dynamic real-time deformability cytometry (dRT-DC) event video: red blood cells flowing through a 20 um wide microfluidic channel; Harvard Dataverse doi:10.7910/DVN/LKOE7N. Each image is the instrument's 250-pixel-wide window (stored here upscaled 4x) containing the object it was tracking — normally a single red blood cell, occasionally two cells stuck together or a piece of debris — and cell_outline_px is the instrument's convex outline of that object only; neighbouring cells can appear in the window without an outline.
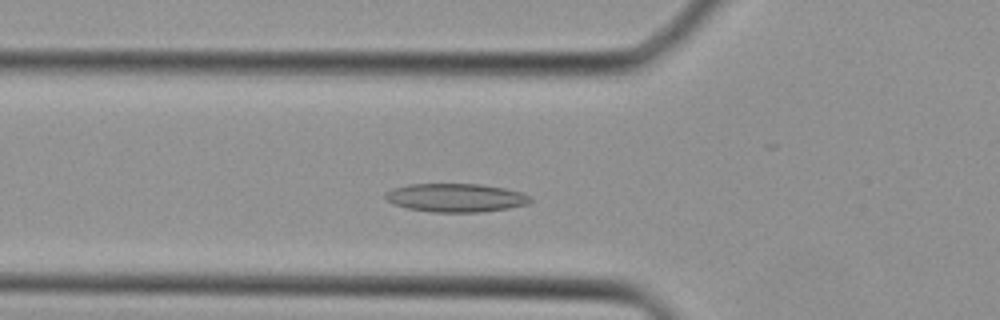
{"species": "Egyptian fruit bat (a non-hibernating species)", "species_latin": "Rousettus aegyptiacus", "temperature_condition": "cold", "stored_images_in_passage": 35, "camera_frame_rate_fps": 3000, "um_per_image_px": 0.085, "animal": {"sex": "female"}, "frame": {"image": 1, "passage_image": 9, "time_ms": 2.667, "image_size_px": [1000, 320], "cell_outline_px": [[532, 200], [528, 204], [508, 208], [480, 212], [432, 212], [408, 208], [392, 204], [384, 196], [392, 188], [408, 184], [480, 184], [504, 188], [520, 192], [532, 196]], "centroid_in_image_um": [38.75, 16.8], "position_along_channel_um": 87.0, "area_um2": 24.04}}
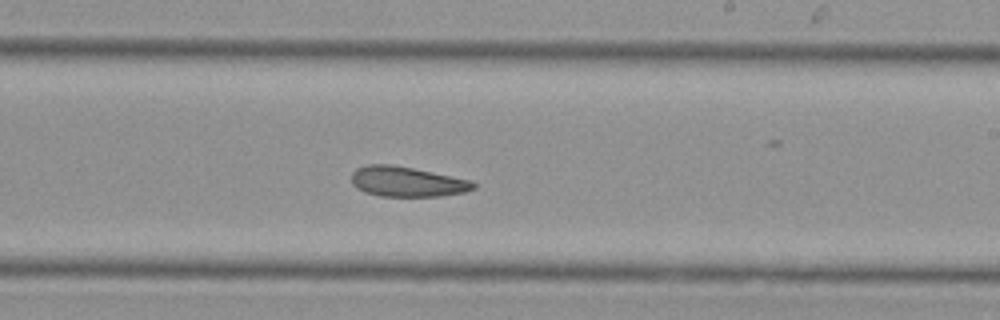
{"frame": {"image": 2, "passage_image": 19, "time_ms": 6.0, "image_size_px": [1000, 320], "cell_outline_px": [[476, 188], [464, 192], [440, 196], [380, 196], [364, 192], [356, 188], [352, 184], [352, 172], [356, 168], [368, 164], [392, 164], [472, 180], [476, 184]], "centroid_in_image_um": [34.58, 15.44], "position_along_channel_um": 254.4, "area_um2": 21.44}}
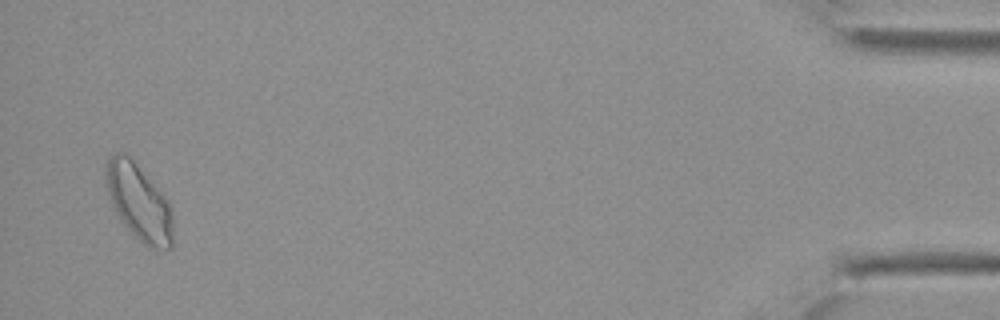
{"frame": {"image": 3, "passage_image": 34, "time_ms": 11.0, "image_size_px": [1000, 320], "cell_outline_px": [[172, 248], [148, 248], [124, 224], [116, 212], [108, 196], [104, 176], [104, 168], [108, 160], [116, 152], [128, 152], [172, 204]], "centroid_in_image_um": [11.8, 17.12], "position_along_channel_um": 423.4, "area_um2": 30.17}}